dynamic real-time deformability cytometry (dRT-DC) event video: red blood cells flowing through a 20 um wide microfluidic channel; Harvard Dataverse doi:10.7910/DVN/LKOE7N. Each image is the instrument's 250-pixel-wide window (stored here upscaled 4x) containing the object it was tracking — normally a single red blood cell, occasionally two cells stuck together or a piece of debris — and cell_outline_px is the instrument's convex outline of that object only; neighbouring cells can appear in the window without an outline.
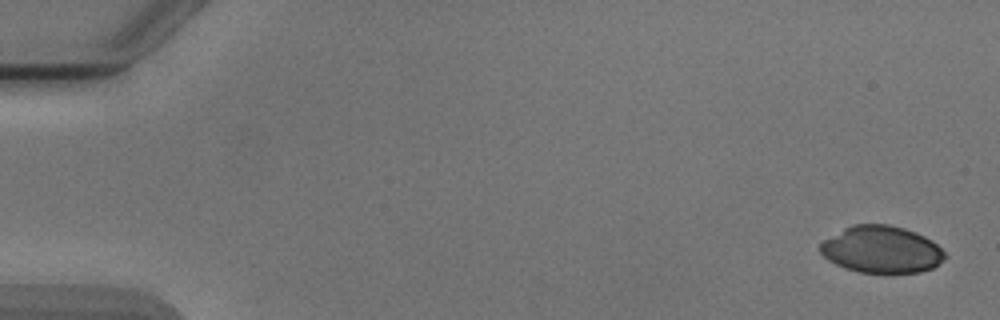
{"species": "Egyptian fruit bat (a non-hibernating species)", "species_latin": "Rousettus aegyptiacus", "temperature_condition": "cold", "stored_images_in_passage": 4, "camera_frame_rate_fps": 3000, "um_per_image_px": 0.085, "animal": {"sex": "male"}, "frame": {"image": 1, "passage_image": 1, "time_ms": 0.0, "image_size_px": [1000, 320], "cell_outline_px": [[948, 256], [932, 268], [920, 272], [888, 276], [860, 272], [844, 268], [828, 260], [820, 252], [820, 244], [824, 240], [844, 228], [852, 224], [888, 224], [904, 228], [916, 232], [932, 240]], "centroid_in_image_um": [74.94, 21.25], "position_along_channel_um": 10.1, "area_um2": 34.85}}